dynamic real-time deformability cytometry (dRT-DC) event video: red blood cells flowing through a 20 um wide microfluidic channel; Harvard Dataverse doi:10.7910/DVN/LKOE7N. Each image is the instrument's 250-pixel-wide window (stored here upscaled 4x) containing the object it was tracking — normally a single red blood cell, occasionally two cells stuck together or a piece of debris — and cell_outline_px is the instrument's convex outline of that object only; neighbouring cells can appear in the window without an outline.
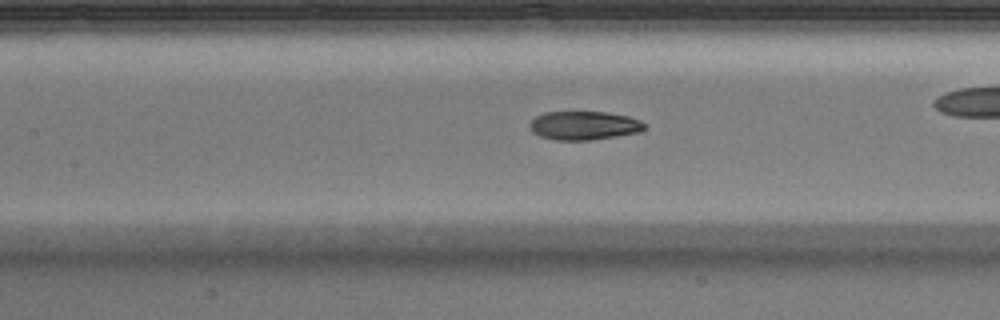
{"species": "Egyptian fruit bat (a non-hibernating species)", "species_latin": "Rousettus aegyptiacus", "temperature_condition": "warm", "stored_images_in_passage": 40, "camera_frame_rate_fps": 3000, "um_per_image_px": 0.085, "animal": {"sex": "male"}, "frame": {"image": 1, "passage_image": 12, "time_ms": 3.667, "image_size_px": [1000, 320], "cell_outline_px": [[644, 128], [640, 132], [592, 140], [556, 140], [540, 136], [532, 132], [528, 128], [528, 124], [536, 116], [544, 112], [604, 112], [628, 116], [640, 120], [644, 124]], "centroid_in_image_um": [49.6, 10.67], "position_along_channel_um": 157.8, "area_um2": 19.19}}
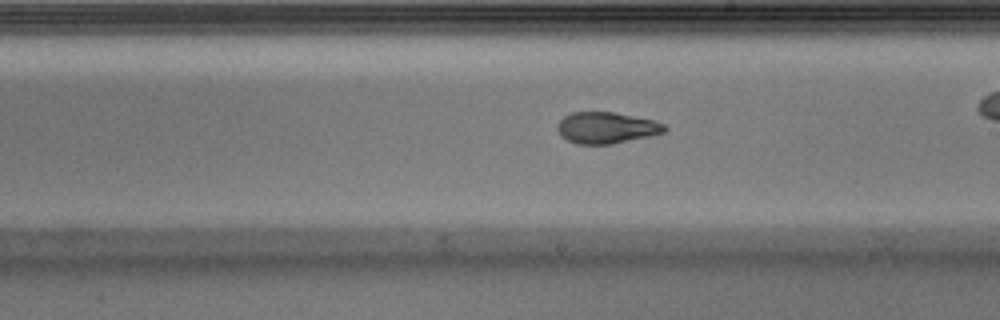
{"frame": {"image": 2, "passage_image": 18, "time_ms": 5.667, "image_size_px": [1000, 320], "cell_outline_px": [[668, 128], [664, 132], [648, 136], [612, 144], [576, 144], [560, 136], [556, 128], [556, 124], [564, 116], [572, 112], [612, 112], [652, 120], [664, 124]], "centroid_in_image_um": [51.49, 10.86], "position_along_channel_um": 237.5, "area_um2": 19.48}, "authors_computed_cell_mechanics": {"area_um2": 20.1722, "velocity_mm_per_s": 3.9897, "shape_relaxation_time_tau1_ms": null, "shape_relaxation_time_tau2_ms": 2.0769, "deformation_change_tau1": null, "deformation_change_tau2": 0.0861}}